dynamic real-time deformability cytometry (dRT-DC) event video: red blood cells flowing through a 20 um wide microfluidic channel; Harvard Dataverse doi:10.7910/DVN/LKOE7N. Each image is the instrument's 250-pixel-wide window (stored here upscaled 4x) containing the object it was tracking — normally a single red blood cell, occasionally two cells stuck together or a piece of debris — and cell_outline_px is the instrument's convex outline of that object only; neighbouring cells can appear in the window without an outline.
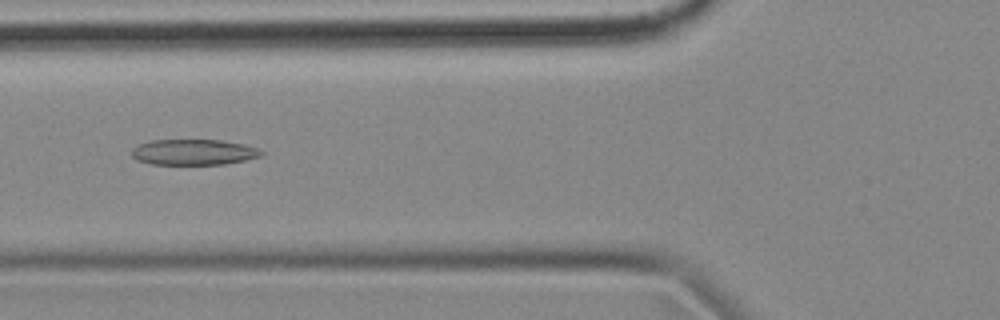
{"species": "common noctule bat (a hibernating species)", "species_latin": "Nyctalus noctula", "temperature_condition": "cold", "stored_images_in_passage": 56, "camera_frame_rate_fps": 3000, "um_per_image_px": 0.085, "animal": {"sex": "female", "body_mass_g": 18.4}, "frame": {"image": 1, "passage_image": 21, "time_ms": 6.667, "image_size_px": [1000, 320], "cell_outline_px": [[264, 152], [260, 156], [244, 160], [224, 164], [152, 164], [136, 160], [132, 156], [132, 148], [136, 144], [152, 140], [220, 140], [244, 144], [256, 148]], "centroid_in_image_um": [16.41, 12.92], "position_along_channel_um": 109.4, "area_um2": 19.36}}
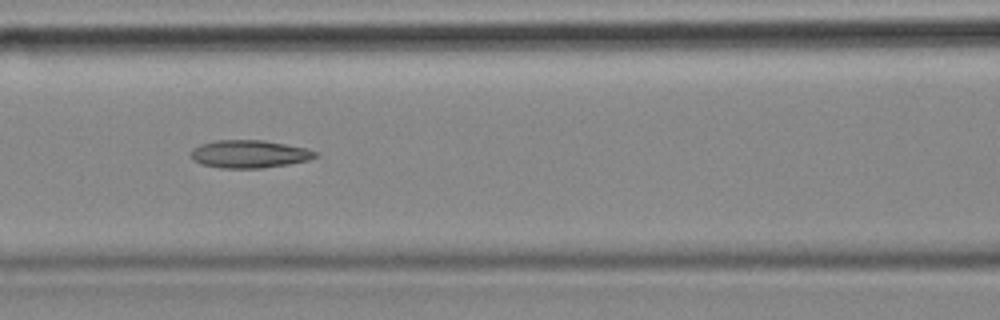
{"frame": {"image": 2, "passage_image": 24, "time_ms": 7.667, "image_size_px": [1000, 320], "cell_outline_px": [[320, 156], [308, 160], [288, 164], [264, 168], [220, 168], [200, 164], [192, 160], [192, 148], [200, 144], [216, 140], [264, 140], [308, 148], [316, 152]], "centroid_in_image_um": [21.2, 13.09], "position_along_channel_um": 145.4, "area_um2": 20.35}}
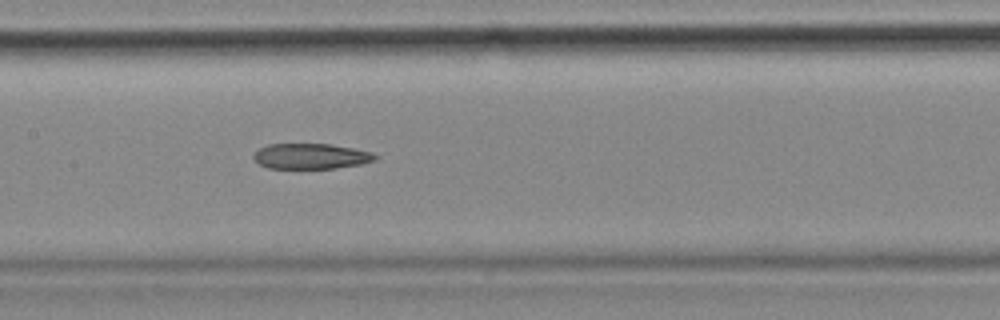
{"frame": {"image": 3, "passage_image": 27, "time_ms": 8.667, "image_size_px": [1000, 320], "cell_outline_px": [[380, 156], [376, 160], [360, 164], [336, 168], [268, 168], [260, 164], [252, 156], [260, 148], [268, 144], [332, 144], [372, 152]], "centroid_in_image_um": [26.47, 13.27], "position_along_channel_um": 180.9, "area_um2": 17.98}, "authors_computed_cell_mechanics": {"area_um2": 20.4034, "velocity_mm_per_s": 3.5816, "shape_relaxation_time_tau1_ms": null, "shape_relaxation_time_tau2_ms": 4.7979, "deformation_change_tau1": null, "deformation_change_tau2": 0.1458}}